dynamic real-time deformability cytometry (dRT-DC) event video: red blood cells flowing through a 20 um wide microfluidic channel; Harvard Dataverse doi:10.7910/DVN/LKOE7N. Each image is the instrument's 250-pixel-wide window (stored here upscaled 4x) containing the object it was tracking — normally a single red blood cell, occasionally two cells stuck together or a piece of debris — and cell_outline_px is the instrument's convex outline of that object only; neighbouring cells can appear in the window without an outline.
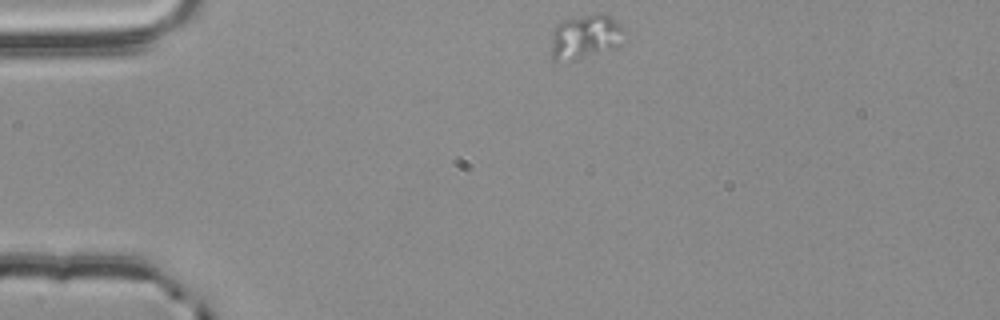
{"species": "common noctule bat (a hibernating species)", "species_latin": "Nyctalus noctula", "temperature_condition": "room temperature", "stored_images_in_passage": 45, "camera_frame_rate_fps": 3000, "um_per_image_px": 0.085, "animal": {"sex": "male", "body_mass_g": 20.4}, "frame": {"image": 1, "passage_image": 1, "time_ms": 0.0, "image_size_px": [1000, 320], "cell_outline_px": [[624, 28], [616, 44], [612, 48], [580, 60], [552, 64], [552, 28], [560, 20], [600, 12], [604, 12], [612, 16]], "centroid_in_image_um": [49.65, 3.13], "position_along_channel_um": 35.3, "area_um2": 19.36}}